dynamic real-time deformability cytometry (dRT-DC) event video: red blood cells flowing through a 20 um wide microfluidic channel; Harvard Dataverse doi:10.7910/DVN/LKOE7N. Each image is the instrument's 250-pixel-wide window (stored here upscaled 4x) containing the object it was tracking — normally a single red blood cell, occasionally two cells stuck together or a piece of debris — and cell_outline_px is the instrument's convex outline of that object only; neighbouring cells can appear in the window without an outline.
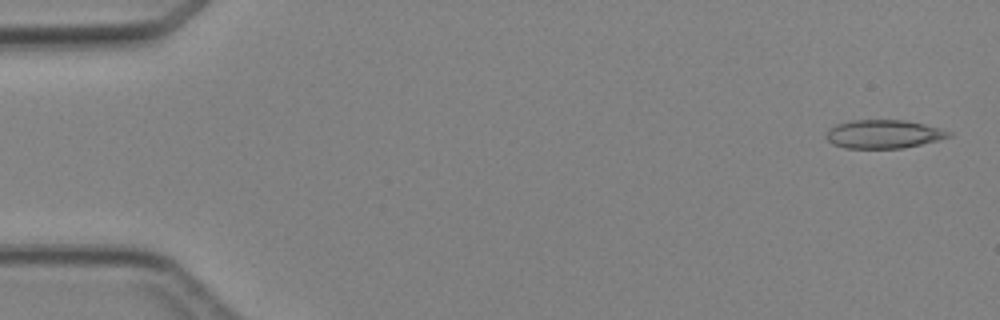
{"species": "Egyptian fruit bat (a non-hibernating species)", "species_latin": "Rousettus aegyptiacus", "temperature_condition": "cold", "stored_images_in_passage": 5, "camera_frame_rate_fps": 3000, "um_per_image_px": 0.085, "animal": {"sex": "female"}, "frame": {"image": 1, "passage_image": 1, "time_ms": 0.0, "image_size_px": [1000, 320], "cell_outline_px": [[952, 136], [904, 148], [844, 148], [832, 144], [824, 136], [828, 128], [836, 124], [852, 120], [904, 120], [924, 124], [940, 128], [952, 132]], "centroid_in_image_um": [75.06, 11.39], "position_along_channel_um": 9.9, "area_um2": 20.4}}
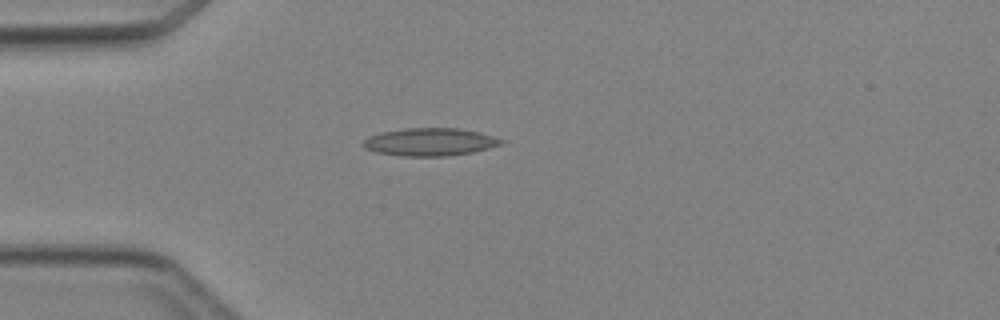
{"frame": {"image": 2, "passage_image": 4, "time_ms": 3.667, "image_size_px": [1000, 320], "cell_outline_px": [[504, 144], [472, 152], [448, 156], [400, 156], [376, 152], [364, 148], [364, 140], [368, 136], [380, 132], [404, 128], [460, 128], [480, 132], [504, 140]], "centroid_in_image_um": [36.54, 12.06], "position_along_channel_um": 48.5, "area_um2": 22.43}}